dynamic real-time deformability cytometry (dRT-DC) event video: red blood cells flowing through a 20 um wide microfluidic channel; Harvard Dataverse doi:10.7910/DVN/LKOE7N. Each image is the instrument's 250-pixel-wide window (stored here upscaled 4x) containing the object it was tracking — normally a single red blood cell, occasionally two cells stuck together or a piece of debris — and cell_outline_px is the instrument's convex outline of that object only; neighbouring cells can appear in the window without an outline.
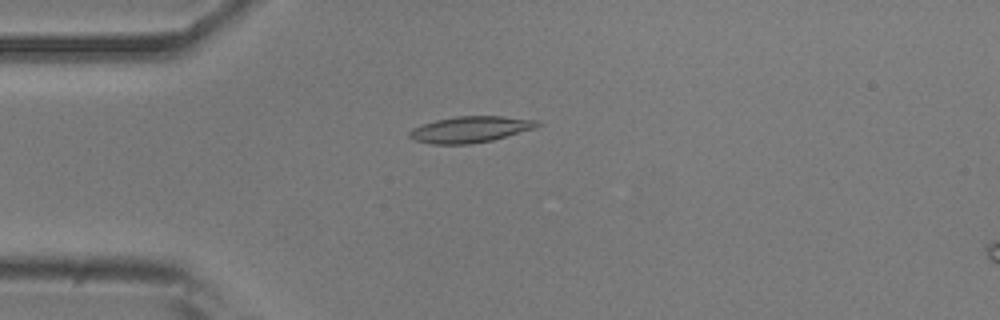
{"species": "common noctule bat (a hibernating species)", "species_latin": "Nyctalus noctula", "temperature_condition": "room temperature", "stored_images_in_passage": 40, "camera_frame_rate_fps": 3000, "um_per_image_px": 0.085, "animal": {"sex": "male", "body_mass_g": 20.5, "forearm_length_mm": 52.5}, "frame": {"image": 1, "passage_image": 1, "time_ms": 0.0, "image_size_px": [1000, 320], "cell_outline_px": [[540, 124], [536, 128], [492, 140], [472, 144], [432, 144], [412, 140], [408, 136], [408, 132], [412, 128], [436, 120], [456, 116], [500, 116], [540, 120]], "centroid_in_image_um": [39.97, 11.0], "position_along_channel_um": 45.0, "area_um2": 19.59}}
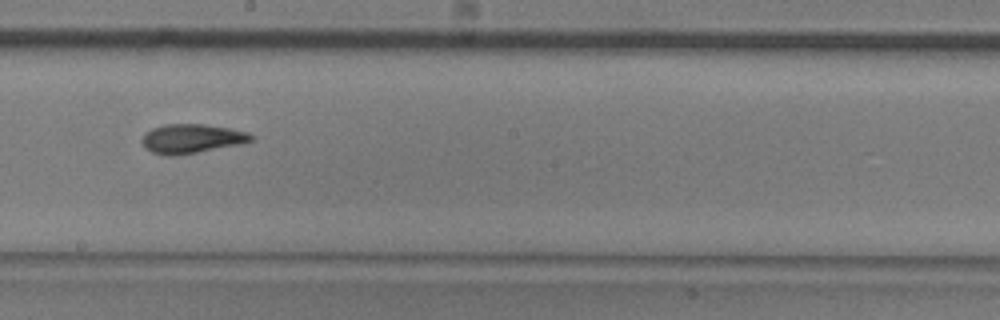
{"frame": {"image": 2, "passage_image": 17, "time_ms": 5.333, "image_size_px": [1000, 320], "cell_outline_px": [[256, 136], [252, 140], [244, 144], [176, 156], [164, 156], [152, 152], [144, 148], [140, 140], [144, 132], [152, 128], [164, 124], [204, 124], [232, 128], [248, 132]], "centroid_in_image_um": [16.29, 11.79], "position_along_channel_um": 231.9, "area_um2": 19.13}}
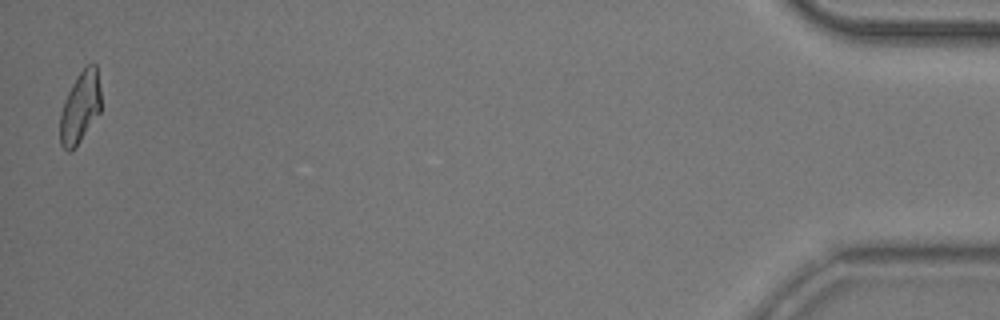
{"frame": {"image": 3, "passage_image": 40, "time_ms": 13.0, "image_size_px": [1000, 320], "cell_outline_px": [[100, 112], [80, 140], [68, 152], [60, 144], [60, 116], [64, 100], [76, 76], [88, 64], [96, 64], [100, 88]], "centroid_in_image_um": [6.81, 9.1], "position_along_channel_um": 428.4, "area_um2": 16.7}, "authors_computed_cell_mechanics": {"area_um2": 17.8602, "velocity_mm_per_s": 3.7924, "shape_relaxation_time_tau1_ms": 9.3393, "shape_relaxation_time_tau2_ms": 2.8318, "deformation_change_tau1": 0.2476, "deformation_change_tau2": 0.0999}}